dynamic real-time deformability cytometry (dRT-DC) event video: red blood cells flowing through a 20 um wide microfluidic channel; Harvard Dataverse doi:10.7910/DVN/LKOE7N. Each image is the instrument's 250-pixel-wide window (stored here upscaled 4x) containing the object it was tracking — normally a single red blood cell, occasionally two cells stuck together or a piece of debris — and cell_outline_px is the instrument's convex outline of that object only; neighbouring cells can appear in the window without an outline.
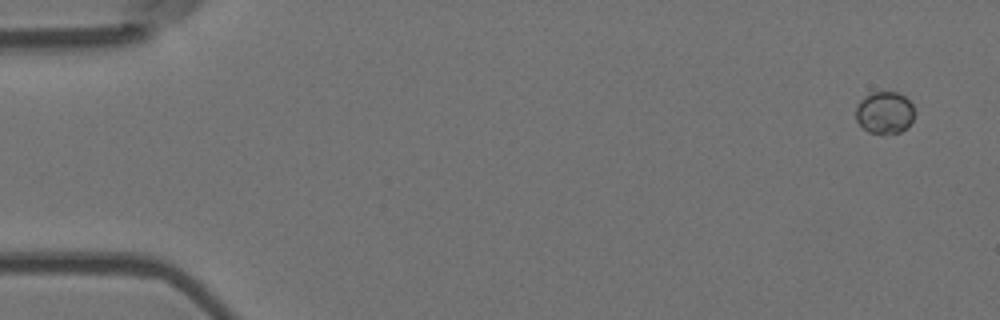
{"species": "Egyptian fruit bat (a non-hibernating species)", "species_latin": "Rousettus aegyptiacus", "temperature_condition": "room temperature", "stored_images_in_passage": 5, "camera_frame_rate_fps": 3000, "um_per_image_px": 0.085, "animal": {"sex": "female"}, "frame": {"image": 1, "passage_image": 1, "time_ms": 0.0, "image_size_px": [1000, 320], "cell_outline_px": [[912, 120], [908, 128], [900, 132], [868, 132], [856, 120], [856, 108], [860, 100], [864, 96], [872, 92], [896, 92], [904, 96], [912, 104]], "centroid_in_image_um": [75.17, 9.55], "position_along_channel_um": 9.8, "area_um2": 14.1}}
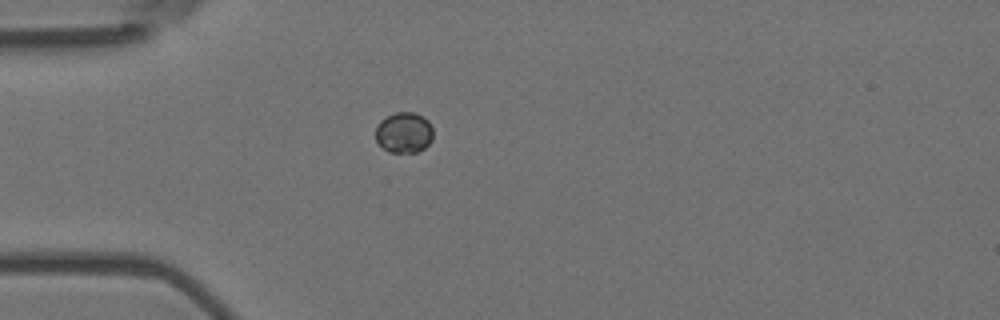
{"frame": {"image": 2, "passage_image": 4, "time_ms": 1.0, "image_size_px": [1000, 320], "cell_outline_px": [[432, 140], [424, 148], [416, 152], [388, 152], [376, 140], [376, 128], [380, 120], [396, 112], [416, 112], [424, 116], [428, 120], [432, 128]], "centroid_in_image_um": [34.35, 11.25], "position_along_channel_um": 50.6, "area_um2": 13.64}}